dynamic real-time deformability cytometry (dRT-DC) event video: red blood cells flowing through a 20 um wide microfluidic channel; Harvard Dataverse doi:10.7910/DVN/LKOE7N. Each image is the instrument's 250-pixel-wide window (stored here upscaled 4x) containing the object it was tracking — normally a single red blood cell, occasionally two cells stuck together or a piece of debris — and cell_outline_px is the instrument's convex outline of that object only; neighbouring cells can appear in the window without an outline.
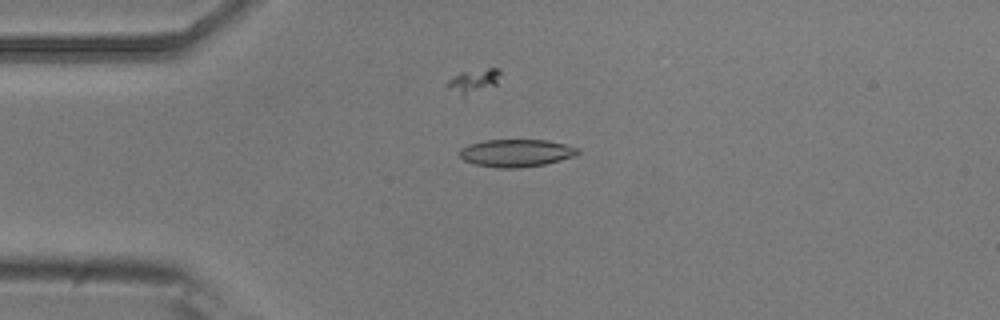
{"species": "common noctule bat (a hibernating species)", "species_latin": "Nyctalus noctula", "temperature_condition": "room temperature", "stored_images_in_passage": 3, "camera_frame_rate_fps": 3000, "um_per_image_px": 0.085, "animal": {"sex": "male", "body_mass_g": 20.5, "forearm_length_mm": 52.5}, "frame": {"image": 1, "passage_image": 3, "time_ms": 0.667, "image_size_px": [1000, 320], "cell_outline_px": [[580, 152], [572, 156], [560, 160], [544, 164], [520, 168], [496, 168], [476, 164], [464, 160], [460, 156], [460, 148], [468, 144], [484, 140], [548, 140], [580, 148]], "centroid_in_image_um": [43.86, 13.0], "position_along_channel_um": 41.1, "area_um2": 18.96}}